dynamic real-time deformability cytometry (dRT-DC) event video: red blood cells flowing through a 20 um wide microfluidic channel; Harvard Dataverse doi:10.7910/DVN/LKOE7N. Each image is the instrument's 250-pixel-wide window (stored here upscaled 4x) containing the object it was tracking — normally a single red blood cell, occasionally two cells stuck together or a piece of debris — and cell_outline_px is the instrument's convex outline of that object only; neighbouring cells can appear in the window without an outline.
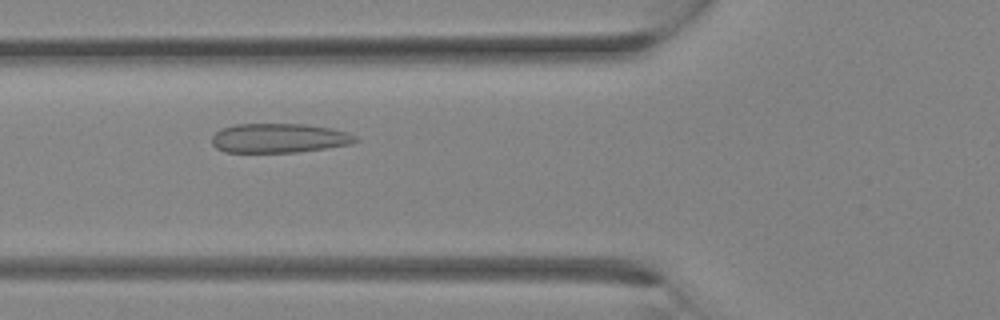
{"species": "Egyptian fruit bat (a non-hibernating species)", "species_latin": "Rousettus aegyptiacus", "temperature_condition": "room temperature", "stored_images_in_passage": 26, "camera_frame_rate_fps": 3000, "um_per_image_px": 0.085, "animal": {"sex": "female"}, "frame": {"image": 1, "passage_image": 6, "time_ms": 1.667, "image_size_px": [1000, 320], "cell_outline_px": [[360, 140], [352, 144], [296, 152], [224, 152], [216, 148], [212, 144], [212, 136], [220, 128], [236, 124], [304, 124], [332, 128], [348, 132], [356, 136]], "centroid_in_image_um": [23.72, 11.73], "position_along_channel_um": 102.1, "area_um2": 24.68}}
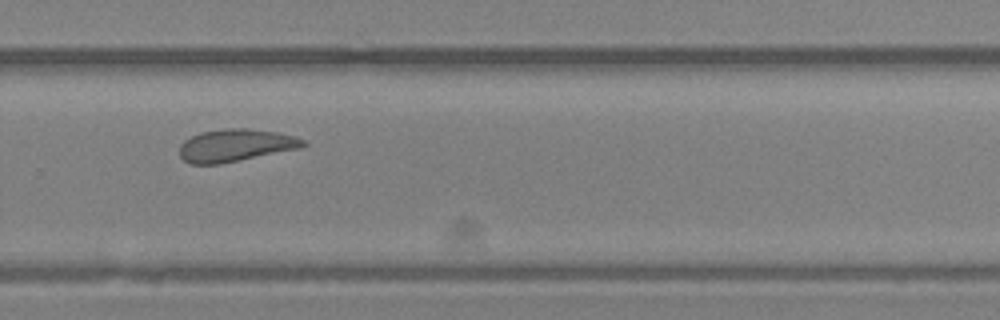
{"frame": {"image": 2, "passage_image": 16, "time_ms": 5.0, "image_size_px": [1000, 320], "cell_outline_px": [[308, 144], [300, 148], [220, 164], [188, 164], [180, 156], [180, 144], [184, 140], [200, 132], [228, 128], [248, 128], [276, 132], [296, 136], [304, 140]], "centroid_in_image_um": [20.01, 12.35], "position_along_channel_um": 309.8, "area_um2": 23.41}}
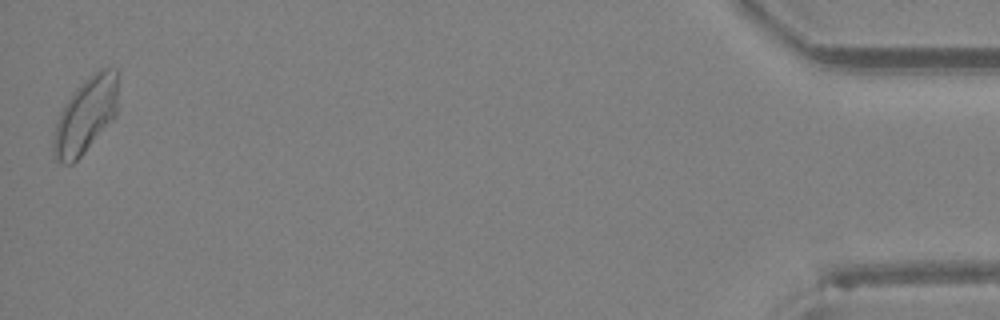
{"frame": {"image": 3, "passage_image": 26, "time_ms": 8.333, "image_size_px": [1000, 320], "cell_outline_px": [[116, 112], [84, 152], [72, 164], [64, 164], [56, 160], [52, 156], [52, 140], [56, 124], [60, 112], [64, 104], [72, 92], [84, 80], [100, 68], [116, 68]], "centroid_in_image_um": [7.2, 9.81], "position_along_channel_um": 428.0, "area_um2": 27.74}}